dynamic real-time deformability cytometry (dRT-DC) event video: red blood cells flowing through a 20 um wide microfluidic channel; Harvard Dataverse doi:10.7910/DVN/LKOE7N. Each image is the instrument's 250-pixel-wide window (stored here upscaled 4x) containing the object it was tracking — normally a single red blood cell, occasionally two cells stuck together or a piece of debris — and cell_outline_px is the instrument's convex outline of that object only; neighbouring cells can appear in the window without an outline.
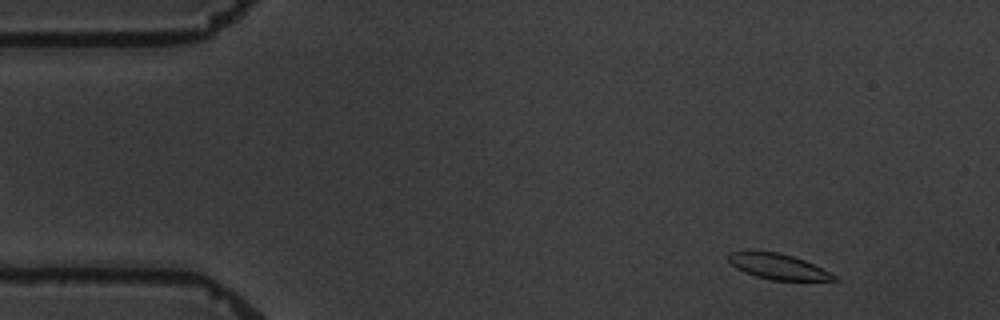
{"species": "common noctule bat (a hibernating species)", "species_latin": "Nyctalus noctula", "temperature_condition": "warm", "stored_images_in_passage": 5, "camera_frame_rate_fps": 3000, "um_per_image_px": 0.085, "animal": {"sex": "male", "body_mass_g": 19.5, "forearm_length_mm": 54.6}, "frame": {"image": 1, "passage_image": 2, "time_ms": 1.0, "image_size_px": [1000, 320], "cell_outline_px": [[840, 280], [772, 280], [756, 276], [744, 272], [736, 268], [728, 260], [728, 252], [780, 252], [804, 260], [840, 276]], "centroid_in_image_um": [66.19, 22.67], "position_along_channel_um": 18.8, "area_um2": 15.55}}
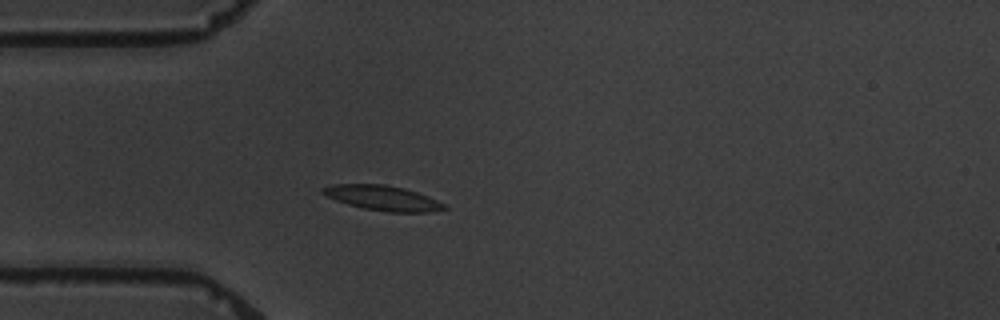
{"frame": {"image": 2, "passage_image": 5, "time_ms": 4.333, "image_size_px": [1000, 320], "cell_outline_px": [[448, 208], [428, 212], [388, 212], [364, 208], [348, 204], [336, 200], [320, 192], [320, 188], [332, 184], [384, 184], [404, 188], [428, 196], [444, 204]], "centroid_in_image_um": [32.5, 16.82], "position_along_channel_um": 52.5, "area_um2": 17.51}}